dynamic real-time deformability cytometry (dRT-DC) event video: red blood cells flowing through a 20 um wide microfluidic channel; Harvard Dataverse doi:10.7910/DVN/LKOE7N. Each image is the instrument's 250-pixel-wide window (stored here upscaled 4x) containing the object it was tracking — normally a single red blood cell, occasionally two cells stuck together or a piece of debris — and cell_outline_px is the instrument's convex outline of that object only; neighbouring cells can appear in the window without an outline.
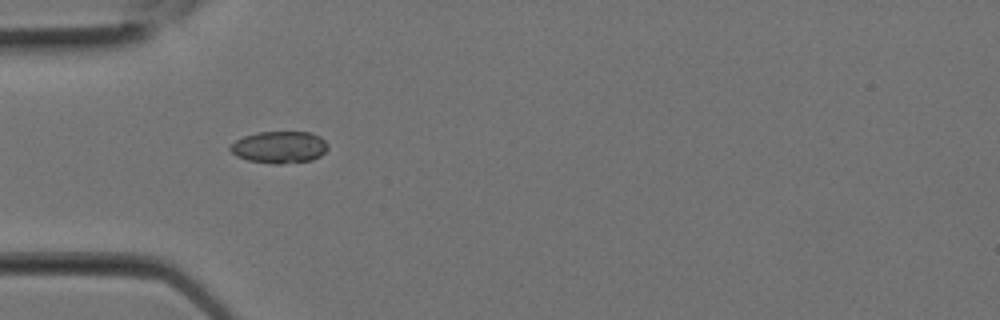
{"species": "Egyptian fruit bat (a non-hibernating species)", "species_latin": "Rousettus aegyptiacus", "temperature_condition": "room temperature", "stored_images_in_passage": 3, "camera_frame_rate_fps": 3000, "um_per_image_px": 0.085, "animal": {"sex": "female"}, "frame": {"image": 1, "passage_image": 3, "time_ms": 0.667, "image_size_px": [1000, 320], "cell_outline_px": [[328, 148], [320, 156], [312, 160], [280, 164], [272, 164], [248, 160], [236, 156], [228, 148], [236, 140], [244, 136], [260, 132], [312, 132], [320, 136], [328, 144]], "centroid_in_image_um": [23.76, 12.51], "position_along_channel_um": 61.2, "area_um2": 18.21}}